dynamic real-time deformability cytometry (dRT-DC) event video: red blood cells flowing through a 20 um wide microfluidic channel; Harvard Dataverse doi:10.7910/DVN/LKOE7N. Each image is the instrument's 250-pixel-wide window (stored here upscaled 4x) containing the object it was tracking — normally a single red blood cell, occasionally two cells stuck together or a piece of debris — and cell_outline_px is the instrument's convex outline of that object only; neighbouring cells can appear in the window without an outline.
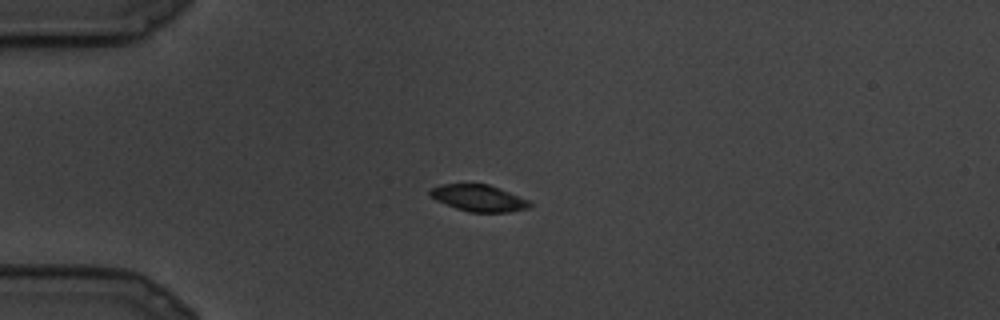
{"species": "common noctule bat (a hibernating species)", "species_latin": "Nyctalus noctula", "temperature_condition": "cold", "stored_images_in_passage": 9, "camera_frame_rate_fps": 3000, "um_per_image_px": 0.085, "animal": {"sex": "male", "body_mass_g": 19.5, "forearm_length_mm": 54.6}, "frame": {"image": 1, "passage_image": 4, "time_ms": 1.0, "image_size_px": [1000, 320], "cell_outline_px": [[532, 204], [528, 208], [508, 212], [468, 212], [456, 208], [436, 200], [428, 196], [428, 192], [432, 188], [440, 184], [488, 184], [528, 200]], "centroid_in_image_um": [40.64, 16.84], "position_along_channel_um": 44.4, "area_um2": 15.32}}
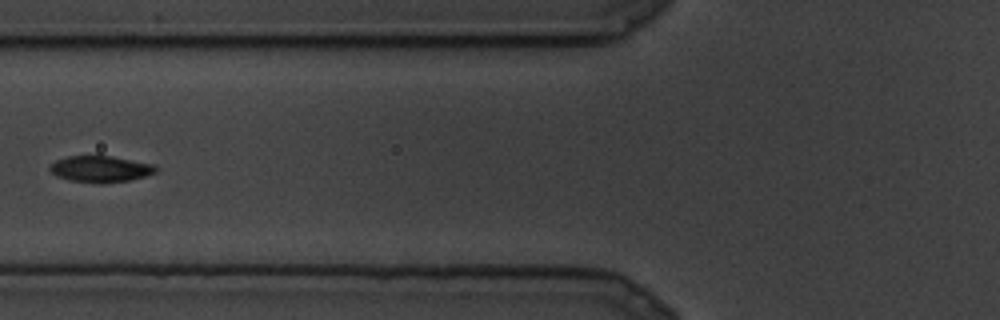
{"frame": {"image": 2, "passage_image": 8, "time_ms": 2.333, "image_size_px": [1000, 320], "cell_outline_px": [[156, 172], [144, 176], [128, 180], [104, 184], [100, 184], [68, 180], [56, 176], [48, 168], [56, 160], [68, 156], [112, 156], [152, 164], [156, 168]], "centroid_in_image_um": [8.5, 14.38], "position_along_channel_um": 117.3, "area_um2": 16.18}}